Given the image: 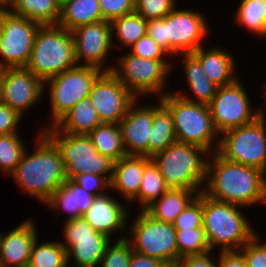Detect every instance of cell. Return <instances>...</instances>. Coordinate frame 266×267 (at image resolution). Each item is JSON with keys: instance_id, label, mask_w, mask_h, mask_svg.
Segmentation results:
<instances>
[{"instance_id": "1", "label": "cell", "mask_w": 266, "mask_h": 267, "mask_svg": "<svg viewBox=\"0 0 266 267\" xmlns=\"http://www.w3.org/2000/svg\"><path fill=\"white\" fill-rule=\"evenodd\" d=\"M203 193L220 202L250 209L266 205V173L250 166L228 161L211 153Z\"/></svg>"}, {"instance_id": "2", "label": "cell", "mask_w": 266, "mask_h": 267, "mask_svg": "<svg viewBox=\"0 0 266 267\" xmlns=\"http://www.w3.org/2000/svg\"><path fill=\"white\" fill-rule=\"evenodd\" d=\"M37 133L34 152L27 148L9 176L26 196L44 204L67 179L60 151L41 130Z\"/></svg>"}, {"instance_id": "3", "label": "cell", "mask_w": 266, "mask_h": 267, "mask_svg": "<svg viewBox=\"0 0 266 267\" xmlns=\"http://www.w3.org/2000/svg\"><path fill=\"white\" fill-rule=\"evenodd\" d=\"M202 11L183 9L178 5L165 17L147 20L146 34L170 56L193 53L203 46L212 31ZM210 30V31H209Z\"/></svg>"}, {"instance_id": "4", "label": "cell", "mask_w": 266, "mask_h": 267, "mask_svg": "<svg viewBox=\"0 0 266 267\" xmlns=\"http://www.w3.org/2000/svg\"><path fill=\"white\" fill-rule=\"evenodd\" d=\"M243 209L235 204L216 201L203 193V229L210 251L240 250L257 234Z\"/></svg>"}, {"instance_id": "5", "label": "cell", "mask_w": 266, "mask_h": 267, "mask_svg": "<svg viewBox=\"0 0 266 267\" xmlns=\"http://www.w3.org/2000/svg\"><path fill=\"white\" fill-rule=\"evenodd\" d=\"M210 154L197 145L176 142L150 158L169 189L203 190Z\"/></svg>"}, {"instance_id": "6", "label": "cell", "mask_w": 266, "mask_h": 267, "mask_svg": "<svg viewBox=\"0 0 266 267\" xmlns=\"http://www.w3.org/2000/svg\"><path fill=\"white\" fill-rule=\"evenodd\" d=\"M161 102L172 115L177 142L197 145L210 153L217 151L220 135L209 105L186 100L171 91L161 97Z\"/></svg>"}, {"instance_id": "7", "label": "cell", "mask_w": 266, "mask_h": 267, "mask_svg": "<svg viewBox=\"0 0 266 267\" xmlns=\"http://www.w3.org/2000/svg\"><path fill=\"white\" fill-rule=\"evenodd\" d=\"M76 66L72 32L59 25H41L25 68L45 81Z\"/></svg>"}, {"instance_id": "8", "label": "cell", "mask_w": 266, "mask_h": 267, "mask_svg": "<svg viewBox=\"0 0 266 267\" xmlns=\"http://www.w3.org/2000/svg\"><path fill=\"white\" fill-rule=\"evenodd\" d=\"M115 60L111 72L137 99L149 95L158 99L170 92L167 79L175 71L171 60L140 58L129 52L116 55Z\"/></svg>"}, {"instance_id": "9", "label": "cell", "mask_w": 266, "mask_h": 267, "mask_svg": "<svg viewBox=\"0 0 266 267\" xmlns=\"http://www.w3.org/2000/svg\"><path fill=\"white\" fill-rule=\"evenodd\" d=\"M60 151L65 167V178L91 173L111 181L114 161L98 153L88 135L59 132L54 126L41 130Z\"/></svg>"}, {"instance_id": "10", "label": "cell", "mask_w": 266, "mask_h": 267, "mask_svg": "<svg viewBox=\"0 0 266 267\" xmlns=\"http://www.w3.org/2000/svg\"><path fill=\"white\" fill-rule=\"evenodd\" d=\"M103 71L93 66L77 65L44 81L45 94L49 92L51 120L39 129L53 126L79 101L89 96L92 84Z\"/></svg>"}, {"instance_id": "11", "label": "cell", "mask_w": 266, "mask_h": 267, "mask_svg": "<svg viewBox=\"0 0 266 267\" xmlns=\"http://www.w3.org/2000/svg\"><path fill=\"white\" fill-rule=\"evenodd\" d=\"M133 219L126 236L133 251L175 267L178 262V249L173 224L156 220L144 210H139Z\"/></svg>"}, {"instance_id": "12", "label": "cell", "mask_w": 266, "mask_h": 267, "mask_svg": "<svg viewBox=\"0 0 266 267\" xmlns=\"http://www.w3.org/2000/svg\"><path fill=\"white\" fill-rule=\"evenodd\" d=\"M224 159L266 173V122H253L220 135L216 151Z\"/></svg>"}, {"instance_id": "13", "label": "cell", "mask_w": 266, "mask_h": 267, "mask_svg": "<svg viewBox=\"0 0 266 267\" xmlns=\"http://www.w3.org/2000/svg\"><path fill=\"white\" fill-rule=\"evenodd\" d=\"M40 23L0 11V69L26 67Z\"/></svg>"}, {"instance_id": "14", "label": "cell", "mask_w": 266, "mask_h": 267, "mask_svg": "<svg viewBox=\"0 0 266 267\" xmlns=\"http://www.w3.org/2000/svg\"><path fill=\"white\" fill-rule=\"evenodd\" d=\"M62 228L64 238L59 242L67 251L68 267H99L113 240L97 232L83 217L64 222Z\"/></svg>"}, {"instance_id": "15", "label": "cell", "mask_w": 266, "mask_h": 267, "mask_svg": "<svg viewBox=\"0 0 266 267\" xmlns=\"http://www.w3.org/2000/svg\"><path fill=\"white\" fill-rule=\"evenodd\" d=\"M242 81L238 78L234 83L218 87L209 104L211 116L219 135L249 124L256 119V109Z\"/></svg>"}, {"instance_id": "16", "label": "cell", "mask_w": 266, "mask_h": 267, "mask_svg": "<svg viewBox=\"0 0 266 267\" xmlns=\"http://www.w3.org/2000/svg\"><path fill=\"white\" fill-rule=\"evenodd\" d=\"M1 103L21 116L44 99V81L25 67L0 69Z\"/></svg>"}, {"instance_id": "17", "label": "cell", "mask_w": 266, "mask_h": 267, "mask_svg": "<svg viewBox=\"0 0 266 267\" xmlns=\"http://www.w3.org/2000/svg\"><path fill=\"white\" fill-rule=\"evenodd\" d=\"M71 32L77 65L93 66L102 71H112L114 65L107 66V60L113 51L110 21L103 20L82 25Z\"/></svg>"}, {"instance_id": "18", "label": "cell", "mask_w": 266, "mask_h": 267, "mask_svg": "<svg viewBox=\"0 0 266 267\" xmlns=\"http://www.w3.org/2000/svg\"><path fill=\"white\" fill-rule=\"evenodd\" d=\"M89 98L101 123L119 124L137 99L111 71H103L94 81Z\"/></svg>"}, {"instance_id": "19", "label": "cell", "mask_w": 266, "mask_h": 267, "mask_svg": "<svg viewBox=\"0 0 266 267\" xmlns=\"http://www.w3.org/2000/svg\"><path fill=\"white\" fill-rule=\"evenodd\" d=\"M136 99L120 121L122 141L128 156L149 157V138L153 123V104L140 105Z\"/></svg>"}, {"instance_id": "20", "label": "cell", "mask_w": 266, "mask_h": 267, "mask_svg": "<svg viewBox=\"0 0 266 267\" xmlns=\"http://www.w3.org/2000/svg\"><path fill=\"white\" fill-rule=\"evenodd\" d=\"M95 196L91 207L83 214V218L99 233L107 235L114 240L117 233L128 228L131 211L127 209V202L117 200L108 194ZM124 229V230H123ZM114 233V234H113Z\"/></svg>"}, {"instance_id": "21", "label": "cell", "mask_w": 266, "mask_h": 267, "mask_svg": "<svg viewBox=\"0 0 266 267\" xmlns=\"http://www.w3.org/2000/svg\"><path fill=\"white\" fill-rule=\"evenodd\" d=\"M36 222L27 219L7 233L0 231V267H27L38 238Z\"/></svg>"}, {"instance_id": "22", "label": "cell", "mask_w": 266, "mask_h": 267, "mask_svg": "<svg viewBox=\"0 0 266 267\" xmlns=\"http://www.w3.org/2000/svg\"><path fill=\"white\" fill-rule=\"evenodd\" d=\"M222 46L217 44L207 49L203 45L192 53L200 61L206 76L218 87L232 84L240 78L239 74L235 73L238 71V60Z\"/></svg>"}, {"instance_id": "23", "label": "cell", "mask_w": 266, "mask_h": 267, "mask_svg": "<svg viewBox=\"0 0 266 267\" xmlns=\"http://www.w3.org/2000/svg\"><path fill=\"white\" fill-rule=\"evenodd\" d=\"M151 161L146 156H125L114 162L110 190L119 193L121 199L130 203L139 192L144 167ZM116 191V192H115Z\"/></svg>"}, {"instance_id": "24", "label": "cell", "mask_w": 266, "mask_h": 267, "mask_svg": "<svg viewBox=\"0 0 266 267\" xmlns=\"http://www.w3.org/2000/svg\"><path fill=\"white\" fill-rule=\"evenodd\" d=\"M185 74V81L188 85L189 92L173 91L177 95L185 98L186 100L209 105L212 98L215 96L218 86L215 85L203 72L200 61L192 54H180ZM192 94V95H190ZM189 95V96H188ZM191 96V97H190ZM194 97V98H193Z\"/></svg>"}, {"instance_id": "25", "label": "cell", "mask_w": 266, "mask_h": 267, "mask_svg": "<svg viewBox=\"0 0 266 267\" xmlns=\"http://www.w3.org/2000/svg\"><path fill=\"white\" fill-rule=\"evenodd\" d=\"M200 192L203 190L168 189L144 211L156 220L173 223Z\"/></svg>"}, {"instance_id": "26", "label": "cell", "mask_w": 266, "mask_h": 267, "mask_svg": "<svg viewBox=\"0 0 266 267\" xmlns=\"http://www.w3.org/2000/svg\"><path fill=\"white\" fill-rule=\"evenodd\" d=\"M100 124L101 120L88 96L66 112L53 126L59 132L88 135Z\"/></svg>"}, {"instance_id": "27", "label": "cell", "mask_w": 266, "mask_h": 267, "mask_svg": "<svg viewBox=\"0 0 266 267\" xmlns=\"http://www.w3.org/2000/svg\"><path fill=\"white\" fill-rule=\"evenodd\" d=\"M4 8L41 25H57L61 0H4Z\"/></svg>"}, {"instance_id": "28", "label": "cell", "mask_w": 266, "mask_h": 267, "mask_svg": "<svg viewBox=\"0 0 266 267\" xmlns=\"http://www.w3.org/2000/svg\"><path fill=\"white\" fill-rule=\"evenodd\" d=\"M98 0H61L58 24L69 31L103 21Z\"/></svg>"}, {"instance_id": "29", "label": "cell", "mask_w": 266, "mask_h": 267, "mask_svg": "<svg viewBox=\"0 0 266 267\" xmlns=\"http://www.w3.org/2000/svg\"><path fill=\"white\" fill-rule=\"evenodd\" d=\"M158 101V102H157ZM153 105V123L149 138V157L177 142L170 111L158 98Z\"/></svg>"}, {"instance_id": "30", "label": "cell", "mask_w": 266, "mask_h": 267, "mask_svg": "<svg viewBox=\"0 0 266 267\" xmlns=\"http://www.w3.org/2000/svg\"><path fill=\"white\" fill-rule=\"evenodd\" d=\"M233 22L254 36L266 40V0H239ZM242 26V27H241Z\"/></svg>"}, {"instance_id": "31", "label": "cell", "mask_w": 266, "mask_h": 267, "mask_svg": "<svg viewBox=\"0 0 266 267\" xmlns=\"http://www.w3.org/2000/svg\"><path fill=\"white\" fill-rule=\"evenodd\" d=\"M88 136L98 153L109 157L114 162L127 156L119 124L102 123L95 127Z\"/></svg>"}, {"instance_id": "32", "label": "cell", "mask_w": 266, "mask_h": 267, "mask_svg": "<svg viewBox=\"0 0 266 267\" xmlns=\"http://www.w3.org/2000/svg\"><path fill=\"white\" fill-rule=\"evenodd\" d=\"M147 20L136 12L118 17L111 21L112 46L125 51L139 38L146 35ZM118 41V43H116ZM118 44V45H117Z\"/></svg>"}, {"instance_id": "33", "label": "cell", "mask_w": 266, "mask_h": 267, "mask_svg": "<svg viewBox=\"0 0 266 267\" xmlns=\"http://www.w3.org/2000/svg\"><path fill=\"white\" fill-rule=\"evenodd\" d=\"M168 189L158 167L151 160L144 167L138 195L129 204L132 206V204L134 205L137 202L138 206H140L138 210H144Z\"/></svg>"}, {"instance_id": "34", "label": "cell", "mask_w": 266, "mask_h": 267, "mask_svg": "<svg viewBox=\"0 0 266 267\" xmlns=\"http://www.w3.org/2000/svg\"><path fill=\"white\" fill-rule=\"evenodd\" d=\"M35 240L27 267H68L67 251L58 240Z\"/></svg>"}, {"instance_id": "35", "label": "cell", "mask_w": 266, "mask_h": 267, "mask_svg": "<svg viewBox=\"0 0 266 267\" xmlns=\"http://www.w3.org/2000/svg\"><path fill=\"white\" fill-rule=\"evenodd\" d=\"M21 136L23 134L12 133L0 135V173L9 175L15 170L17 164L26 150V140Z\"/></svg>"}, {"instance_id": "36", "label": "cell", "mask_w": 266, "mask_h": 267, "mask_svg": "<svg viewBox=\"0 0 266 267\" xmlns=\"http://www.w3.org/2000/svg\"><path fill=\"white\" fill-rule=\"evenodd\" d=\"M178 260L185 256L204 254L210 251L203 228L176 230Z\"/></svg>"}, {"instance_id": "37", "label": "cell", "mask_w": 266, "mask_h": 267, "mask_svg": "<svg viewBox=\"0 0 266 267\" xmlns=\"http://www.w3.org/2000/svg\"><path fill=\"white\" fill-rule=\"evenodd\" d=\"M43 206L48 207L54 213L56 211L57 214L61 211L62 214L67 213L68 216H65L66 218L63 222L72 221L83 216L77 205L76 193L66 184L59 186Z\"/></svg>"}, {"instance_id": "38", "label": "cell", "mask_w": 266, "mask_h": 267, "mask_svg": "<svg viewBox=\"0 0 266 267\" xmlns=\"http://www.w3.org/2000/svg\"><path fill=\"white\" fill-rule=\"evenodd\" d=\"M126 233H120L106 248L99 267H129L132 254L131 243L126 239Z\"/></svg>"}, {"instance_id": "39", "label": "cell", "mask_w": 266, "mask_h": 267, "mask_svg": "<svg viewBox=\"0 0 266 267\" xmlns=\"http://www.w3.org/2000/svg\"><path fill=\"white\" fill-rule=\"evenodd\" d=\"M175 230L203 228V192H200L172 223Z\"/></svg>"}, {"instance_id": "40", "label": "cell", "mask_w": 266, "mask_h": 267, "mask_svg": "<svg viewBox=\"0 0 266 267\" xmlns=\"http://www.w3.org/2000/svg\"><path fill=\"white\" fill-rule=\"evenodd\" d=\"M178 0H135V12L145 20L163 18L177 5Z\"/></svg>"}, {"instance_id": "41", "label": "cell", "mask_w": 266, "mask_h": 267, "mask_svg": "<svg viewBox=\"0 0 266 267\" xmlns=\"http://www.w3.org/2000/svg\"><path fill=\"white\" fill-rule=\"evenodd\" d=\"M127 50L130 54L140 58H147L154 60L171 59L170 55L163 48H161L154 39H152L147 34L139 38Z\"/></svg>"}, {"instance_id": "42", "label": "cell", "mask_w": 266, "mask_h": 267, "mask_svg": "<svg viewBox=\"0 0 266 267\" xmlns=\"http://www.w3.org/2000/svg\"><path fill=\"white\" fill-rule=\"evenodd\" d=\"M261 238L256 234L240 249L247 267H266V240L263 241Z\"/></svg>"}, {"instance_id": "43", "label": "cell", "mask_w": 266, "mask_h": 267, "mask_svg": "<svg viewBox=\"0 0 266 267\" xmlns=\"http://www.w3.org/2000/svg\"><path fill=\"white\" fill-rule=\"evenodd\" d=\"M101 16L112 21L118 17L135 12V0H98Z\"/></svg>"}, {"instance_id": "44", "label": "cell", "mask_w": 266, "mask_h": 267, "mask_svg": "<svg viewBox=\"0 0 266 267\" xmlns=\"http://www.w3.org/2000/svg\"><path fill=\"white\" fill-rule=\"evenodd\" d=\"M72 180L94 196L110 191V181L105 176L83 172L76 175Z\"/></svg>"}, {"instance_id": "45", "label": "cell", "mask_w": 266, "mask_h": 267, "mask_svg": "<svg viewBox=\"0 0 266 267\" xmlns=\"http://www.w3.org/2000/svg\"><path fill=\"white\" fill-rule=\"evenodd\" d=\"M23 118L25 117L8 105L0 103V135L20 132L19 124H21Z\"/></svg>"}, {"instance_id": "46", "label": "cell", "mask_w": 266, "mask_h": 267, "mask_svg": "<svg viewBox=\"0 0 266 267\" xmlns=\"http://www.w3.org/2000/svg\"><path fill=\"white\" fill-rule=\"evenodd\" d=\"M217 252L190 255L178 260L175 267H217Z\"/></svg>"}, {"instance_id": "47", "label": "cell", "mask_w": 266, "mask_h": 267, "mask_svg": "<svg viewBox=\"0 0 266 267\" xmlns=\"http://www.w3.org/2000/svg\"><path fill=\"white\" fill-rule=\"evenodd\" d=\"M65 184L76 193L77 205L82 214H84L92 205L95 198L94 195L84 190L79 184L72 179H67Z\"/></svg>"}, {"instance_id": "48", "label": "cell", "mask_w": 266, "mask_h": 267, "mask_svg": "<svg viewBox=\"0 0 266 267\" xmlns=\"http://www.w3.org/2000/svg\"><path fill=\"white\" fill-rule=\"evenodd\" d=\"M217 255V267H247L240 250L219 252Z\"/></svg>"}, {"instance_id": "49", "label": "cell", "mask_w": 266, "mask_h": 267, "mask_svg": "<svg viewBox=\"0 0 266 267\" xmlns=\"http://www.w3.org/2000/svg\"><path fill=\"white\" fill-rule=\"evenodd\" d=\"M129 267H171L169 264L146 255L132 251Z\"/></svg>"}, {"instance_id": "50", "label": "cell", "mask_w": 266, "mask_h": 267, "mask_svg": "<svg viewBox=\"0 0 266 267\" xmlns=\"http://www.w3.org/2000/svg\"><path fill=\"white\" fill-rule=\"evenodd\" d=\"M263 86L262 87V94L264 95L263 96V100L262 103L264 104L263 106L261 105L260 107H257L256 106V118L261 120V121H264L266 122V82H264V84H262ZM265 108V109H264Z\"/></svg>"}, {"instance_id": "51", "label": "cell", "mask_w": 266, "mask_h": 267, "mask_svg": "<svg viewBox=\"0 0 266 267\" xmlns=\"http://www.w3.org/2000/svg\"><path fill=\"white\" fill-rule=\"evenodd\" d=\"M4 0H0V11L4 8Z\"/></svg>"}]
</instances>
